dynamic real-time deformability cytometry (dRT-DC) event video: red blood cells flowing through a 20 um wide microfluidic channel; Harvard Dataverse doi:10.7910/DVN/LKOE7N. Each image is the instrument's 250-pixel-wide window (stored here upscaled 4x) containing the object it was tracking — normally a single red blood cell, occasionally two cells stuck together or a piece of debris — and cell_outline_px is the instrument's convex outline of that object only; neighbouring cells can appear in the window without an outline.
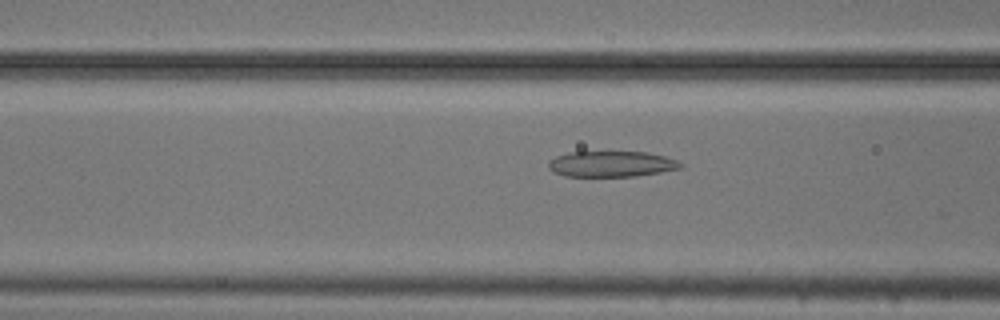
{"species": "common noctule bat (a hibernating species)", "species_latin": "Nyctalus noctula", "temperature_condition": "cold", "stored_images_in_passage": 28, "camera_frame_rate_fps": 3000, "um_per_image_px": 0.085, "animal": {"sex": "male", "body_mass_g": 20.5, "forearm_length_mm": 52.5}, "frame": {"image": 1, "passage_image": 17, "time_ms": 5.333, "image_size_px": [1000, 320], "cell_outline_px": [[684, 164], [680, 168], [660, 172], [636, 176], [564, 176], [552, 172], [548, 168], [548, 160], [556, 156], [568, 152], [648, 152], [664, 156], [676, 160]], "centroid_in_image_um": [51.93, 13.94], "position_along_channel_um": 114.7, "area_um2": 19.88}}
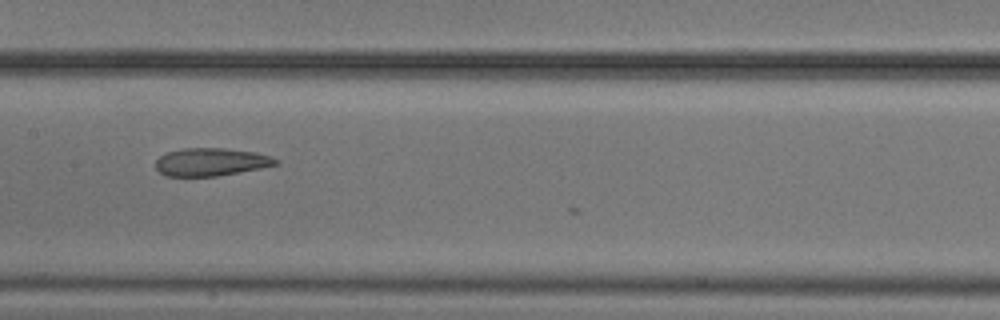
{"frame": {"image": 2, "passage_image": 23, "time_ms": 7.333, "image_size_px": [1000, 320], "cell_outline_px": [[280, 164], [260, 168], [216, 176], [164, 176], [156, 168], [156, 160], [164, 152], [184, 148], [224, 148], [256, 152], [272, 156], [280, 160]], "centroid_in_image_um": [17.95, 13.76], "position_along_channel_um": 189.5, "area_um2": 19.65}}
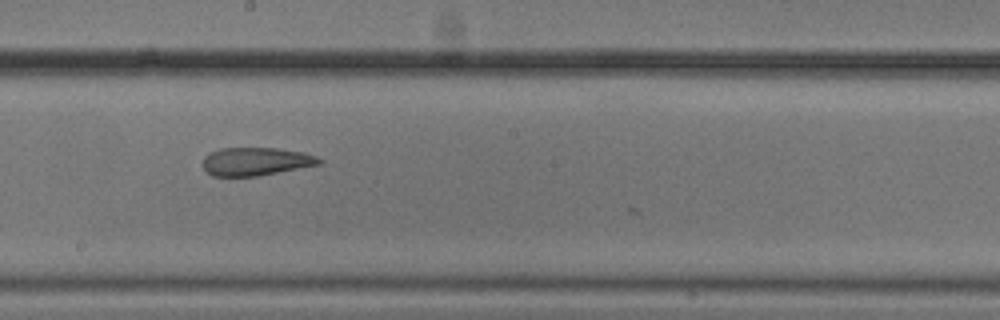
{"frame": {"image": 3, "passage_image": 26, "time_ms": 8.333, "image_size_px": [1000, 320], "cell_outline_px": [[324, 164], [256, 176], [212, 176], [200, 164], [204, 156], [208, 152], [220, 148], [276, 148], [304, 152], [316, 156], [324, 160]], "centroid_in_image_um": [21.75, 13.72], "position_along_channel_um": 226.4, "area_um2": 19.42}}